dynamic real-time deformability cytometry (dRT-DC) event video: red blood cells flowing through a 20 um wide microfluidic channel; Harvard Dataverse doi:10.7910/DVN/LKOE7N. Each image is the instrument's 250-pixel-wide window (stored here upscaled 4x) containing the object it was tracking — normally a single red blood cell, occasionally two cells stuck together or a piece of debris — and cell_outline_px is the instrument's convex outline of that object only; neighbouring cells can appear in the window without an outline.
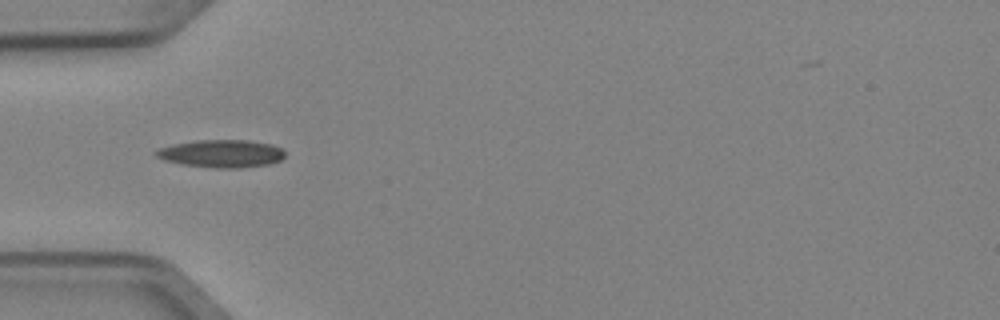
{"species": "Egyptian fruit bat (a non-hibernating species)", "species_latin": "Rousettus aegyptiacus", "temperature_condition": "cold", "stored_images_in_passage": 4, "camera_frame_rate_fps": 3000, "um_per_image_px": 0.085, "animal": {"sex": "female"}, "frame": {"image": 1, "passage_image": 1, "time_ms": 0.0, "image_size_px": [1000, 320], "cell_outline_px": [[284, 156], [280, 160], [272, 164], [240, 168], [216, 168], [180, 164], [164, 160], [156, 156], [152, 152], [160, 148], [172, 144], [196, 140], [248, 140], [272, 144], [280, 148], [284, 152]], "centroid_in_image_um": [18.81, 13.06], "position_along_channel_um": 66.2, "area_um2": 20.98}}
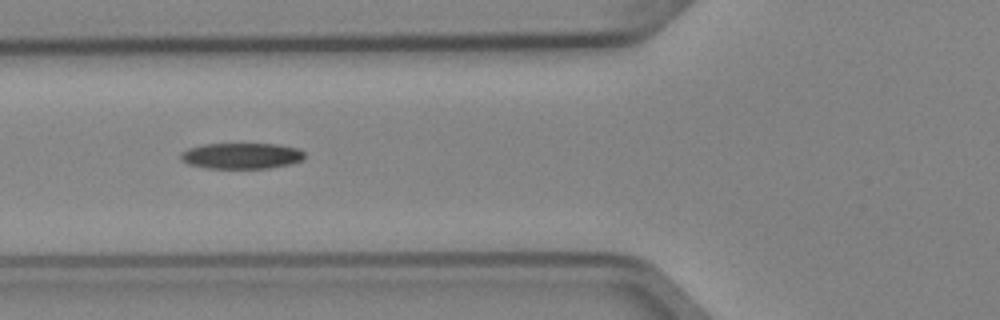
{"frame": {"image": 2, "passage_image": 2, "time_ms": 0.333, "image_size_px": [1000, 320], "cell_outline_px": [[304, 160], [292, 164], [268, 168], [208, 168], [188, 164], [180, 160], [180, 152], [188, 148], [204, 144], [276, 144], [300, 148], [304, 152]], "centroid_in_image_um": [20.54, 13.24], "position_along_channel_um": 105.3, "area_um2": 18.9}}
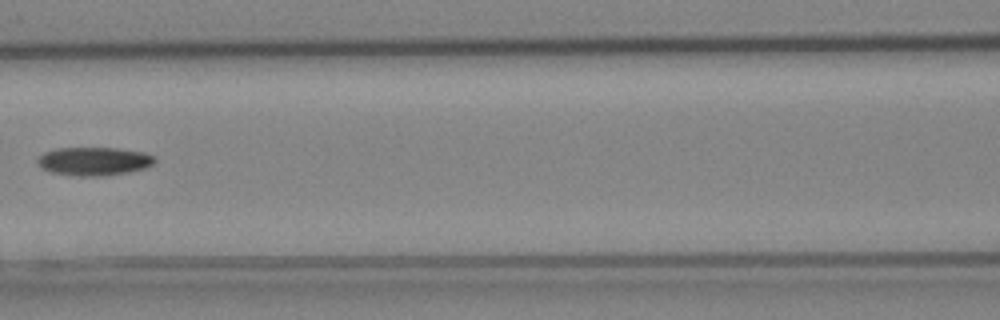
{"frame": {"image": 3, "passage_image": 3, "time_ms": 0.667, "image_size_px": [1000, 320], "cell_outline_px": [[156, 160], [152, 164], [144, 168], [128, 172], [104, 176], [80, 176], [52, 172], [40, 168], [36, 160], [44, 152], [56, 148], [116, 148], [144, 152], [156, 156]], "centroid_in_image_um": [7.99, 13.7], "position_along_channel_um": 158.6, "area_um2": 19.42}}